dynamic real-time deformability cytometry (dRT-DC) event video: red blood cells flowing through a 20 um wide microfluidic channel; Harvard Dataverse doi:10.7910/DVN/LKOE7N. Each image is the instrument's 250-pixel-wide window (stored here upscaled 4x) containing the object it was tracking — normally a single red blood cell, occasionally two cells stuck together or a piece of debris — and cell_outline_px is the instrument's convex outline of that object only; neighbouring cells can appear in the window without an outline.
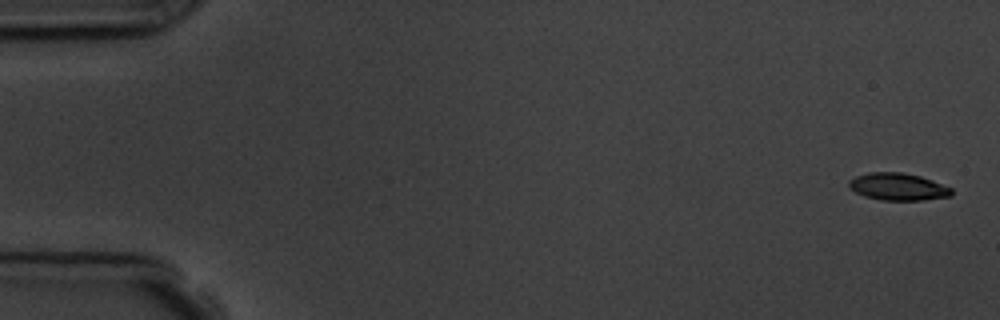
{"species": "common noctule bat (a hibernating species)", "species_latin": "Nyctalus noctula", "temperature_condition": "room temperature", "stored_images_in_passage": 3, "camera_frame_rate_fps": 3000, "um_per_image_px": 0.085, "animal": {"sex": "male", "body_mass_g": 19.5, "forearm_length_mm": 54.6}, "frame": {"image": 1, "passage_image": 1, "time_ms": 0.0, "image_size_px": [1000, 320], "cell_outline_px": [[952, 196], [924, 200], [880, 200], [864, 196], [848, 188], [848, 180], [856, 176], [868, 172], [900, 172], [920, 176], [932, 180], [952, 188]], "centroid_in_image_um": [76.31, 15.87], "position_along_channel_um": 8.7, "area_um2": 16.42}}